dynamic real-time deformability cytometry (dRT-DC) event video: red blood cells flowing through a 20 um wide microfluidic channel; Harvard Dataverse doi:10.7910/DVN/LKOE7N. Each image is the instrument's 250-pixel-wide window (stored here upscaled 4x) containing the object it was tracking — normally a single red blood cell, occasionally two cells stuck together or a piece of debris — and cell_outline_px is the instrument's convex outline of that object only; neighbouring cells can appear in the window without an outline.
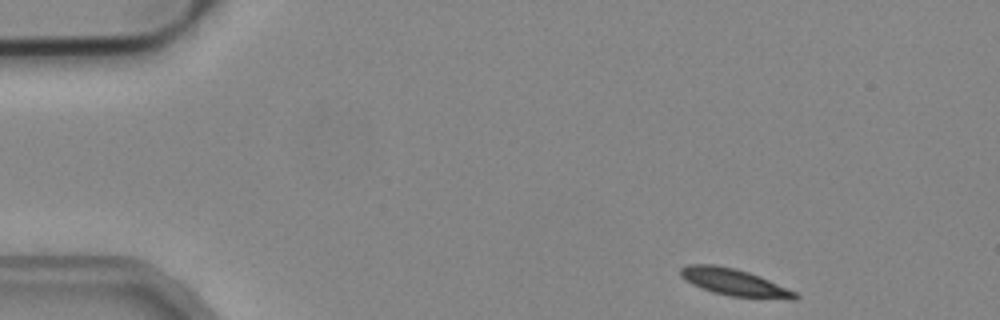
{"species": "common noctule bat (a hibernating species)", "species_latin": "Nyctalus noctula", "temperature_condition": "cold", "stored_images_in_passage": 47, "camera_frame_rate_fps": 3000, "um_per_image_px": 0.085, "animal": {"sex": "male", "body_mass_g": 19.2, "forearm_length_mm": 51.8}, "frame": {"image": 1, "passage_image": 1, "time_ms": 0.0, "image_size_px": [1000, 320], "cell_outline_px": [[800, 296], [796, 300], [788, 300], [732, 296], [712, 292], [692, 284], [680, 276], [680, 268], [688, 264], [716, 264], [736, 268], [760, 276], [796, 292]], "centroid_in_image_um": [62.44, 24.0], "position_along_channel_um": 22.6, "area_um2": 18.15}}
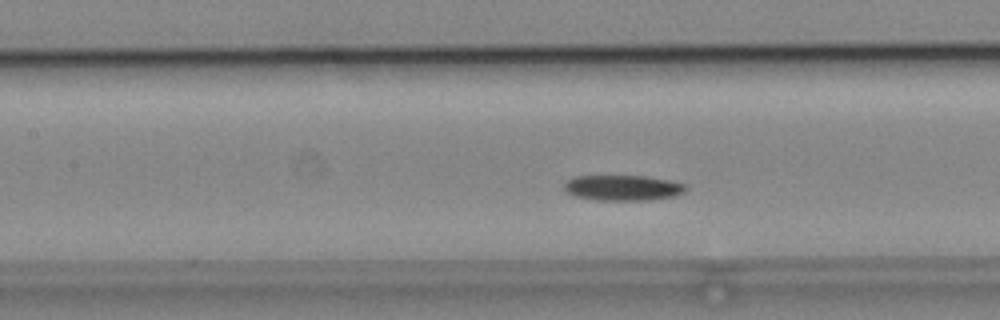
{"frame": {"image": 2, "passage_image": 18, "time_ms": 5.667, "image_size_px": [1000, 320], "cell_outline_px": [[688, 188], [684, 192], [676, 196], [648, 200], [596, 200], [576, 196], [568, 192], [564, 188], [564, 184], [572, 176], [648, 176], [668, 180], [684, 184]], "centroid_in_image_um": [52.96, 15.96], "position_along_channel_um": 154.4, "area_um2": 18.03}}
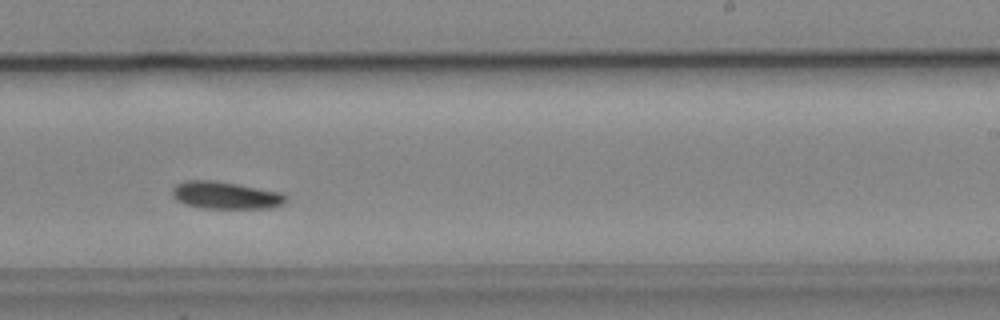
{"frame": {"image": 3, "passage_image": 27, "time_ms": 8.667, "image_size_px": [1000, 320], "cell_outline_px": [[288, 200], [284, 204], [268, 208], [200, 208], [184, 204], [176, 200], [172, 196], [172, 188], [176, 184], [184, 180], [212, 180], [236, 184], [280, 192]], "centroid_in_image_um": [19.12, 16.6], "position_along_channel_um": 269.9, "area_um2": 18.09}, "authors_computed_cell_mechanics": {"area_um2": 17.8024, "velocity_mm_per_s": 3.8588, "shape_relaxation_time_tau1_ms": 2.4679, "shape_relaxation_time_tau2_ms": null, "deformation_change_tau1": 0.1122, "deformation_change_tau2": null}}